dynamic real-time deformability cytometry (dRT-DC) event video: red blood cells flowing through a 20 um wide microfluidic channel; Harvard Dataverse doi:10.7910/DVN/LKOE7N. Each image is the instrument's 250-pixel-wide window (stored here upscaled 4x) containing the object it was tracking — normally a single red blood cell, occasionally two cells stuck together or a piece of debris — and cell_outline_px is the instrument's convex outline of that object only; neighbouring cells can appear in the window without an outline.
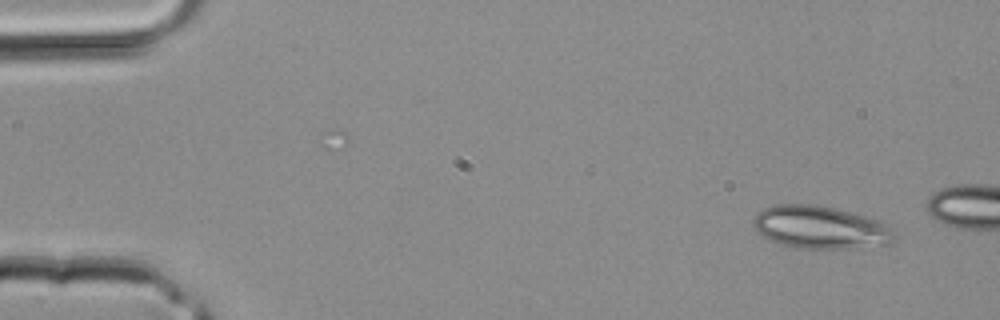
{"species": "common noctule bat (a hibernating species)", "species_latin": "Nyctalus noctula", "temperature_condition": "room temperature", "stored_images_in_passage": 4, "camera_frame_rate_fps": 3000, "um_per_image_px": 0.085, "animal": {"sex": "male", "body_mass_g": 20.4}, "frame": {"image": 1, "passage_image": 4, "time_ms": 1.0, "image_size_px": [1000, 320], "cell_outline_px": [[896, 240], [888, 244], [848, 248], [796, 248], [780, 244], [756, 232], [752, 224], [752, 220], [764, 208], [776, 204], [812, 204], [832, 208], [864, 216], [888, 224]], "centroid_in_image_um": [69.69, 19.33], "position_along_channel_um": 15.3, "area_um2": 34.74}}